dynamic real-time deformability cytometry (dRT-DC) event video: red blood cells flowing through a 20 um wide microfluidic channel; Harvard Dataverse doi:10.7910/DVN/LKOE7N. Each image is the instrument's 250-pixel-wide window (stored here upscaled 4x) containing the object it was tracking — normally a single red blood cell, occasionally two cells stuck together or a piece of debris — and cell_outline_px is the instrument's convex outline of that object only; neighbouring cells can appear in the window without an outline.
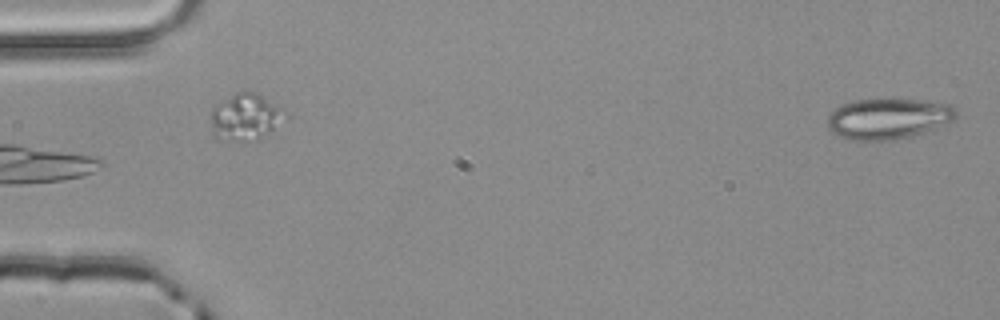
{"species": "common noctule bat (a hibernating species)", "species_latin": "Nyctalus noctula", "temperature_condition": "room temperature", "stored_images_in_passage": 2, "camera_frame_rate_fps": 3000, "um_per_image_px": 0.085, "animal": {"sex": "male", "body_mass_g": 20.4}, "frame": {"image": 1, "passage_image": 2, "time_ms": 0.333, "image_size_px": [1000, 320], "cell_outline_px": [[956, 116], [952, 120], [936, 128], [924, 132], [908, 136], [888, 140], [848, 140], [836, 136], [828, 128], [828, 116], [836, 108], [844, 104], [856, 100], [920, 100], [952, 104], [956, 108]], "centroid_in_image_um": [75.48, 10.09], "position_along_channel_um": 9.5, "area_um2": 30.17}}